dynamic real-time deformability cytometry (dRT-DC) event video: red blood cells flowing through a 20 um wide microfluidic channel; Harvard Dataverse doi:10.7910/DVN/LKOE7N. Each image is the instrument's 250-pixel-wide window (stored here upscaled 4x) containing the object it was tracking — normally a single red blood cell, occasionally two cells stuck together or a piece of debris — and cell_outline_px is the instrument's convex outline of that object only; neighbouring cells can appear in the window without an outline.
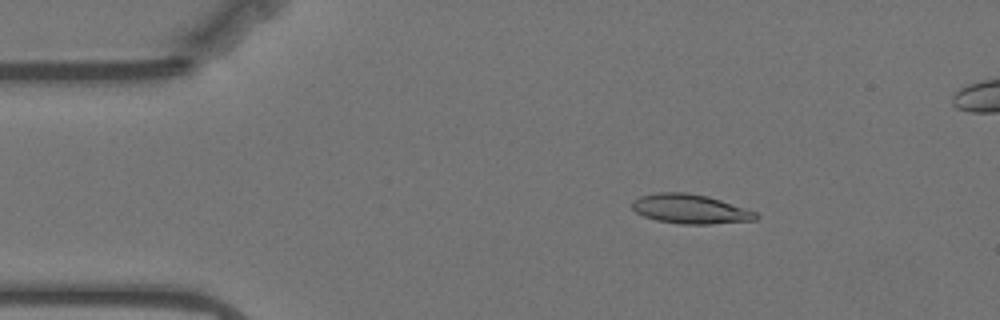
{"species": "Egyptian fruit bat (a non-hibernating species)", "species_latin": "Rousettus aegyptiacus", "temperature_condition": "warm", "stored_images_in_passage": 46, "camera_frame_rate_fps": 3000, "um_per_image_px": 0.085, "animal": {"sex": "female"}, "frame": {"image": 1, "passage_image": 1, "time_ms": 0.0, "image_size_px": [1000, 320], "cell_outline_px": [[760, 216], [756, 220], [708, 224], [680, 224], [656, 220], [644, 216], [636, 212], [632, 208], [632, 200], [640, 196], [656, 192], [684, 192], [708, 196], [756, 212]], "centroid_in_image_um": [58.64, 17.76], "position_along_channel_um": 26.4, "area_um2": 21.15}}
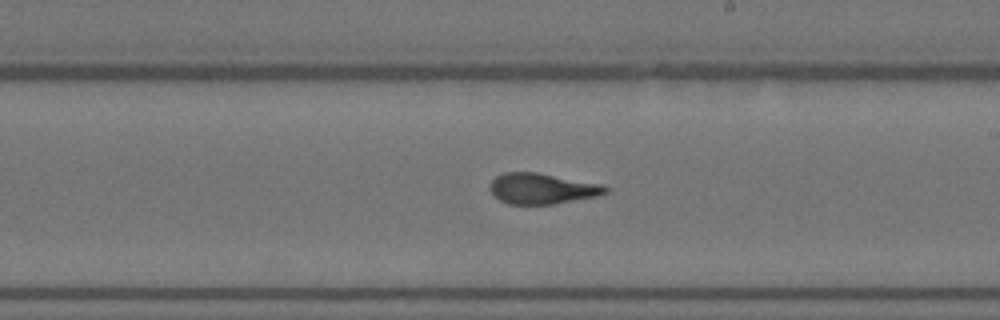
{"frame": {"image": 2, "passage_image": 24, "time_ms": 7.667, "image_size_px": [1000, 320], "cell_outline_px": [[608, 192], [596, 196], [552, 204], [508, 204], [500, 200], [488, 188], [492, 180], [496, 176], [504, 172], [536, 172], [604, 184], [608, 188]], "centroid_in_image_um": [46.07, 16.02], "position_along_channel_um": 242.9, "area_um2": 20.63}}
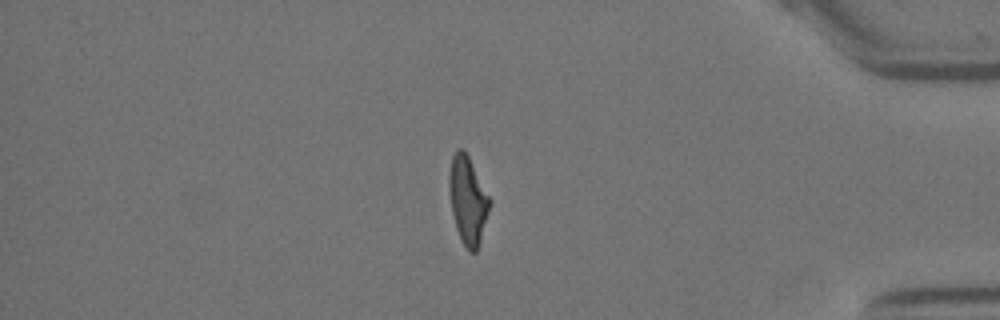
{"frame": {"image": 3, "passage_image": 40, "time_ms": 13.0, "image_size_px": [1000, 320], "cell_outline_px": [[492, 200], [480, 240], [476, 252], [468, 252], [460, 240], [456, 228], [452, 212], [448, 188], [448, 176], [452, 156], [456, 148], [464, 148]], "centroid_in_image_um": [39.75, 16.99], "position_along_channel_um": 395.5, "area_um2": 20.92}}